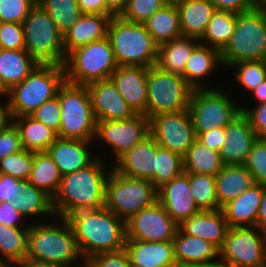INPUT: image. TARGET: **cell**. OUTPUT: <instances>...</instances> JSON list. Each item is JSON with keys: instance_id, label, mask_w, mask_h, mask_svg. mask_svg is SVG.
Wrapping results in <instances>:
<instances>
[{"instance_id": "1", "label": "cell", "mask_w": 266, "mask_h": 267, "mask_svg": "<svg viewBox=\"0 0 266 267\" xmlns=\"http://www.w3.org/2000/svg\"><path fill=\"white\" fill-rule=\"evenodd\" d=\"M76 239L79 252L87 261L92 256L125 248V221L106 207L80 210L66 217Z\"/></svg>"}, {"instance_id": "2", "label": "cell", "mask_w": 266, "mask_h": 267, "mask_svg": "<svg viewBox=\"0 0 266 267\" xmlns=\"http://www.w3.org/2000/svg\"><path fill=\"white\" fill-rule=\"evenodd\" d=\"M103 164L102 159L96 157L86 168L62 176L59 189L52 198L55 215L66 218L80 210L105 207L106 182L111 168L108 171Z\"/></svg>"}, {"instance_id": "3", "label": "cell", "mask_w": 266, "mask_h": 267, "mask_svg": "<svg viewBox=\"0 0 266 267\" xmlns=\"http://www.w3.org/2000/svg\"><path fill=\"white\" fill-rule=\"evenodd\" d=\"M64 82V66L39 64L21 83L5 92V96L8 97V119L30 115L45 101L57 96Z\"/></svg>"}, {"instance_id": "4", "label": "cell", "mask_w": 266, "mask_h": 267, "mask_svg": "<svg viewBox=\"0 0 266 267\" xmlns=\"http://www.w3.org/2000/svg\"><path fill=\"white\" fill-rule=\"evenodd\" d=\"M61 219L63 226L29 224L26 258L57 267H72L76 260L82 259L70 223L66 218Z\"/></svg>"}, {"instance_id": "5", "label": "cell", "mask_w": 266, "mask_h": 267, "mask_svg": "<svg viewBox=\"0 0 266 267\" xmlns=\"http://www.w3.org/2000/svg\"><path fill=\"white\" fill-rule=\"evenodd\" d=\"M107 37L110 40L114 58L118 66H155L158 45L144 23L124 20L112 16Z\"/></svg>"}, {"instance_id": "6", "label": "cell", "mask_w": 266, "mask_h": 267, "mask_svg": "<svg viewBox=\"0 0 266 267\" xmlns=\"http://www.w3.org/2000/svg\"><path fill=\"white\" fill-rule=\"evenodd\" d=\"M220 53L222 66L266 61V7L236 14L234 32Z\"/></svg>"}, {"instance_id": "7", "label": "cell", "mask_w": 266, "mask_h": 267, "mask_svg": "<svg viewBox=\"0 0 266 267\" xmlns=\"http://www.w3.org/2000/svg\"><path fill=\"white\" fill-rule=\"evenodd\" d=\"M63 66L65 81L76 85L107 80L118 67L108 37L70 51Z\"/></svg>"}, {"instance_id": "8", "label": "cell", "mask_w": 266, "mask_h": 267, "mask_svg": "<svg viewBox=\"0 0 266 267\" xmlns=\"http://www.w3.org/2000/svg\"><path fill=\"white\" fill-rule=\"evenodd\" d=\"M61 105V124L57 136L64 139L93 141L96 118L86 85L65 81L58 90Z\"/></svg>"}, {"instance_id": "9", "label": "cell", "mask_w": 266, "mask_h": 267, "mask_svg": "<svg viewBox=\"0 0 266 267\" xmlns=\"http://www.w3.org/2000/svg\"><path fill=\"white\" fill-rule=\"evenodd\" d=\"M22 25L25 50L39 64L64 65L66 54L63 48V34L46 10L37 3Z\"/></svg>"}, {"instance_id": "10", "label": "cell", "mask_w": 266, "mask_h": 267, "mask_svg": "<svg viewBox=\"0 0 266 267\" xmlns=\"http://www.w3.org/2000/svg\"><path fill=\"white\" fill-rule=\"evenodd\" d=\"M158 201V189L150 180L133 178L113 168L107 178L105 207L125 222Z\"/></svg>"}, {"instance_id": "11", "label": "cell", "mask_w": 266, "mask_h": 267, "mask_svg": "<svg viewBox=\"0 0 266 267\" xmlns=\"http://www.w3.org/2000/svg\"><path fill=\"white\" fill-rule=\"evenodd\" d=\"M192 92L182 75L166 72L157 65L147 68L146 116L188 110Z\"/></svg>"}, {"instance_id": "12", "label": "cell", "mask_w": 266, "mask_h": 267, "mask_svg": "<svg viewBox=\"0 0 266 267\" xmlns=\"http://www.w3.org/2000/svg\"><path fill=\"white\" fill-rule=\"evenodd\" d=\"M229 95L217 89H194L188 112L196 137L204 132L225 127L241 113Z\"/></svg>"}, {"instance_id": "13", "label": "cell", "mask_w": 266, "mask_h": 267, "mask_svg": "<svg viewBox=\"0 0 266 267\" xmlns=\"http://www.w3.org/2000/svg\"><path fill=\"white\" fill-rule=\"evenodd\" d=\"M218 250L230 267H265L266 232L257 227H230Z\"/></svg>"}, {"instance_id": "14", "label": "cell", "mask_w": 266, "mask_h": 267, "mask_svg": "<svg viewBox=\"0 0 266 267\" xmlns=\"http://www.w3.org/2000/svg\"><path fill=\"white\" fill-rule=\"evenodd\" d=\"M149 132L160 147L182 156L197 138L188 110L163 112L150 117Z\"/></svg>"}, {"instance_id": "15", "label": "cell", "mask_w": 266, "mask_h": 267, "mask_svg": "<svg viewBox=\"0 0 266 267\" xmlns=\"http://www.w3.org/2000/svg\"><path fill=\"white\" fill-rule=\"evenodd\" d=\"M149 134V118L142 113L128 119L96 122L95 139L99 137L110 145L116 161Z\"/></svg>"}, {"instance_id": "16", "label": "cell", "mask_w": 266, "mask_h": 267, "mask_svg": "<svg viewBox=\"0 0 266 267\" xmlns=\"http://www.w3.org/2000/svg\"><path fill=\"white\" fill-rule=\"evenodd\" d=\"M126 240L172 241L179 225L159 201L131 216L125 222Z\"/></svg>"}, {"instance_id": "17", "label": "cell", "mask_w": 266, "mask_h": 267, "mask_svg": "<svg viewBox=\"0 0 266 267\" xmlns=\"http://www.w3.org/2000/svg\"><path fill=\"white\" fill-rule=\"evenodd\" d=\"M96 121L128 119L136 114L110 80L86 85Z\"/></svg>"}, {"instance_id": "18", "label": "cell", "mask_w": 266, "mask_h": 267, "mask_svg": "<svg viewBox=\"0 0 266 267\" xmlns=\"http://www.w3.org/2000/svg\"><path fill=\"white\" fill-rule=\"evenodd\" d=\"M258 139L247 116L241 112L225 126V142L219 151L224 165H244Z\"/></svg>"}, {"instance_id": "19", "label": "cell", "mask_w": 266, "mask_h": 267, "mask_svg": "<svg viewBox=\"0 0 266 267\" xmlns=\"http://www.w3.org/2000/svg\"><path fill=\"white\" fill-rule=\"evenodd\" d=\"M158 201L178 225L201 211L191 196L189 173L186 172L158 189Z\"/></svg>"}, {"instance_id": "20", "label": "cell", "mask_w": 266, "mask_h": 267, "mask_svg": "<svg viewBox=\"0 0 266 267\" xmlns=\"http://www.w3.org/2000/svg\"><path fill=\"white\" fill-rule=\"evenodd\" d=\"M135 113L146 115L147 68L118 66L109 78Z\"/></svg>"}, {"instance_id": "21", "label": "cell", "mask_w": 266, "mask_h": 267, "mask_svg": "<svg viewBox=\"0 0 266 267\" xmlns=\"http://www.w3.org/2000/svg\"><path fill=\"white\" fill-rule=\"evenodd\" d=\"M155 163L156 141L149 134L122 155L113 169L125 176L150 180L154 176Z\"/></svg>"}, {"instance_id": "22", "label": "cell", "mask_w": 266, "mask_h": 267, "mask_svg": "<svg viewBox=\"0 0 266 267\" xmlns=\"http://www.w3.org/2000/svg\"><path fill=\"white\" fill-rule=\"evenodd\" d=\"M91 142L58 137L47 149V152L59 168L61 175L65 176L86 168L96 159L87 147Z\"/></svg>"}, {"instance_id": "23", "label": "cell", "mask_w": 266, "mask_h": 267, "mask_svg": "<svg viewBox=\"0 0 266 267\" xmlns=\"http://www.w3.org/2000/svg\"><path fill=\"white\" fill-rule=\"evenodd\" d=\"M132 267H177L172 241L126 240Z\"/></svg>"}, {"instance_id": "24", "label": "cell", "mask_w": 266, "mask_h": 267, "mask_svg": "<svg viewBox=\"0 0 266 267\" xmlns=\"http://www.w3.org/2000/svg\"><path fill=\"white\" fill-rule=\"evenodd\" d=\"M265 186L254 184L221 207L229 227H256Z\"/></svg>"}, {"instance_id": "25", "label": "cell", "mask_w": 266, "mask_h": 267, "mask_svg": "<svg viewBox=\"0 0 266 267\" xmlns=\"http://www.w3.org/2000/svg\"><path fill=\"white\" fill-rule=\"evenodd\" d=\"M172 242L177 267H192L213 262L219 258V250L215 245L202 238L186 234L180 228Z\"/></svg>"}, {"instance_id": "26", "label": "cell", "mask_w": 266, "mask_h": 267, "mask_svg": "<svg viewBox=\"0 0 266 267\" xmlns=\"http://www.w3.org/2000/svg\"><path fill=\"white\" fill-rule=\"evenodd\" d=\"M179 228L186 234L211 242L219 249L230 227L222 210L218 209L201 210L189 219H185Z\"/></svg>"}, {"instance_id": "27", "label": "cell", "mask_w": 266, "mask_h": 267, "mask_svg": "<svg viewBox=\"0 0 266 267\" xmlns=\"http://www.w3.org/2000/svg\"><path fill=\"white\" fill-rule=\"evenodd\" d=\"M111 15L82 14L63 35V48L67 55L77 47L107 37Z\"/></svg>"}, {"instance_id": "28", "label": "cell", "mask_w": 266, "mask_h": 267, "mask_svg": "<svg viewBox=\"0 0 266 267\" xmlns=\"http://www.w3.org/2000/svg\"><path fill=\"white\" fill-rule=\"evenodd\" d=\"M39 65L25 50L0 48V88L7 92L21 83Z\"/></svg>"}, {"instance_id": "29", "label": "cell", "mask_w": 266, "mask_h": 267, "mask_svg": "<svg viewBox=\"0 0 266 267\" xmlns=\"http://www.w3.org/2000/svg\"><path fill=\"white\" fill-rule=\"evenodd\" d=\"M218 64L222 66L220 51L198 43L187 60L183 78L193 90L209 89V86L202 83V80L207 75L210 76V73H212L214 68H217Z\"/></svg>"}, {"instance_id": "30", "label": "cell", "mask_w": 266, "mask_h": 267, "mask_svg": "<svg viewBox=\"0 0 266 267\" xmlns=\"http://www.w3.org/2000/svg\"><path fill=\"white\" fill-rule=\"evenodd\" d=\"M182 36L200 39L216 8L210 0H175Z\"/></svg>"}, {"instance_id": "31", "label": "cell", "mask_w": 266, "mask_h": 267, "mask_svg": "<svg viewBox=\"0 0 266 267\" xmlns=\"http://www.w3.org/2000/svg\"><path fill=\"white\" fill-rule=\"evenodd\" d=\"M255 184L252 174L244 165H225L215 176L218 209L236 199Z\"/></svg>"}, {"instance_id": "32", "label": "cell", "mask_w": 266, "mask_h": 267, "mask_svg": "<svg viewBox=\"0 0 266 267\" xmlns=\"http://www.w3.org/2000/svg\"><path fill=\"white\" fill-rule=\"evenodd\" d=\"M198 43L196 38L180 36L159 45L156 65L161 70L183 76L187 60Z\"/></svg>"}, {"instance_id": "33", "label": "cell", "mask_w": 266, "mask_h": 267, "mask_svg": "<svg viewBox=\"0 0 266 267\" xmlns=\"http://www.w3.org/2000/svg\"><path fill=\"white\" fill-rule=\"evenodd\" d=\"M144 25L158 46L182 36L180 14L175 0H170L156 11Z\"/></svg>"}, {"instance_id": "34", "label": "cell", "mask_w": 266, "mask_h": 267, "mask_svg": "<svg viewBox=\"0 0 266 267\" xmlns=\"http://www.w3.org/2000/svg\"><path fill=\"white\" fill-rule=\"evenodd\" d=\"M18 128L20 139L25 150L33 152L47 151L58 138L57 133L30 115L9 119Z\"/></svg>"}, {"instance_id": "35", "label": "cell", "mask_w": 266, "mask_h": 267, "mask_svg": "<svg viewBox=\"0 0 266 267\" xmlns=\"http://www.w3.org/2000/svg\"><path fill=\"white\" fill-rule=\"evenodd\" d=\"M184 172L216 176L225 166L220 154L197 139L183 155Z\"/></svg>"}, {"instance_id": "36", "label": "cell", "mask_w": 266, "mask_h": 267, "mask_svg": "<svg viewBox=\"0 0 266 267\" xmlns=\"http://www.w3.org/2000/svg\"><path fill=\"white\" fill-rule=\"evenodd\" d=\"M28 229L0 224V267L27 257Z\"/></svg>"}, {"instance_id": "37", "label": "cell", "mask_w": 266, "mask_h": 267, "mask_svg": "<svg viewBox=\"0 0 266 267\" xmlns=\"http://www.w3.org/2000/svg\"><path fill=\"white\" fill-rule=\"evenodd\" d=\"M23 189L11 202L22 216L55 215L52 197L44 190L35 187L29 180H23Z\"/></svg>"}, {"instance_id": "38", "label": "cell", "mask_w": 266, "mask_h": 267, "mask_svg": "<svg viewBox=\"0 0 266 267\" xmlns=\"http://www.w3.org/2000/svg\"><path fill=\"white\" fill-rule=\"evenodd\" d=\"M236 25V13L215 10L199 43L215 48L220 52L229 43ZM205 41V42H204Z\"/></svg>"}, {"instance_id": "39", "label": "cell", "mask_w": 266, "mask_h": 267, "mask_svg": "<svg viewBox=\"0 0 266 267\" xmlns=\"http://www.w3.org/2000/svg\"><path fill=\"white\" fill-rule=\"evenodd\" d=\"M62 175L47 151L34 152V164L29 181L52 198L57 193Z\"/></svg>"}, {"instance_id": "40", "label": "cell", "mask_w": 266, "mask_h": 267, "mask_svg": "<svg viewBox=\"0 0 266 267\" xmlns=\"http://www.w3.org/2000/svg\"><path fill=\"white\" fill-rule=\"evenodd\" d=\"M183 172V156L156 143L155 172L150 179L153 185L159 189Z\"/></svg>"}, {"instance_id": "41", "label": "cell", "mask_w": 266, "mask_h": 267, "mask_svg": "<svg viewBox=\"0 0 266 267\" xmlns=\"http://www.w3.org/2000/svg\"><path fill=\"white\" fill-rule=\"evenodd\" d=\"M64 35L82 15L77 0H37Z\"/></svg>"}, {"instance_id": "42", "label": "cell", "mask_w": 266, "mask_h": 267, "mask_svg": "<svg viewBox=\"0 0 266 267\" xmlns=\"http://www.w3.org/2000/svg\"><path fill=\"white\" fill-rule=\"evenodd\" d=\"M191 196L200 210H218L215 176L189 173Z\"/></svg>"}, {"instance_id": "43", "label": "cell", "mask_w": 266, "mask_h": 267, "mask_svg": "<svg viewBox=\"0 0 266 267\" xmlns=\"http://www.w3.org/2000/svg\"><path fill=\"white\" fill-rule=\"evenodd\" d=\"M34 164V152L23 150L0 160V174L29 180Z\"/></svg>"}, {"instance_id": "44", "label": "cell", "mask_w": 266, "mask_h": 267, "mask_svg": "<svg viewBox=\"0 0 266 267\" xmlns=\"http://www.w3.org/2000/svg\"><path fill=\"white\" fill-rule=\"evenodd\" d=\"M229 67H236L238 71L234 73L237 82L251 92L266 79V61H244Z\"/></svg>"}, {"instance_id": "45", "label": "cell", "mask_w": 266, "mask_h": 267, "mask_svg": "<svg viewBox=\"0 0 266 267\" xmlns=\"http://www.w3.org/2000/svg\"><path fill=\"white\" fill-rule=\"evenodd\" d=\"M170 0H129L120 13L124 20L144 23Z\"/></svg>"}, {"instance_id": "46", "label": "cell", "mask_w": 266, "mask_h": 267, "mask_svg": "<svg viewBox=\"0 0 266 267\" xmlns=\"http://www.w3.org/2000/svg\"><path fill=\"white\" fill-rule=\"evenodd\" d=\"M244 166L252 174L255 184L266 186V139L258 138L254 142Z\"/></svg>"}, {"instance_id": "47", "label": "cell", "mask_w": 266, "mask_h": 267, "mask_svg": "<svg viewBox=\"0 0 266 267\" xmlns=\"http://www.w3.org/2000/svg\"><path fill=\"white\" fill-rule=\"evenodd\" d=\"M37 0H0V22L23 23Z\"/></svg>"}, {"instance_id": "48", "label": "cell", "mask_w": 266, "mask_h": 267, "mask_svg": "<svg viewBox=\"0 0 266 267\" xmlns=\"http://www.w3.org/2000/svg\"><path fill=\"white\" fill-rule=\"evenodd\" d=\"M61 105L58 96L45 101L39 108L30 114L35 120L59 133L61 124Z\"/></svg>"}, {"instance_id": "49", "label": "cell", "mask_w": 266, "mask_h": 267, "mask_svg": "<svg viewBox=\"0 0 266 267\" xmlns=\"http://www.w3.org/2000/svg\"><path fill=\"white\" fill-rule=\"evenodd\" d=\"M23 150L18 128L8 119L0 126V160Z\"/></svg>"}, {"instance_id": "50", "label": "cell", "mask_w": 266, "mask_h": 267, "mask_svg": "<svg viewBox=\"0 0 266 267\" xmlns=\"http://www.w3.org/2000/svg\"><path fill=\"white\" fill-rule=\"evenodd\" d=\"M0 48L25 49L24 29L21 23L0 22Z\"/></svg>"}, {"instance_id": "51", "label": "cell", "mask_w": 266, "mask_h": 267, "mask_svg": "<svg viewBox=\"0 0 266 267\" xmlns=\"http://www.w3.org/2000/svg\"><path fill=\"white\" fill-rule=\"evenodd\" d=\"M85 267H131L127 250L103 252L83 262Z\"/></svg>"}, {"instance_id": "52", "label": "cell", "mask_w": 266, "mask_h": 267, "mask_svg": "<svg viewBox=\"0 0 266 267\" xmlns=\"http://www.w3.org/2000/svg\"><path fill=\"white\" fill-rule=\"evenodd\" d=\"M241 107L256 135L260 139H266V102L257 104L253 109Z\"/></svg>"}, {"instance_id": "53", "label": "cell", "mask_w": 266, "mask_h": 267, "mask_svg": "<svg viewBox=\"0 0 266 267\" xmlns=\"http://www.w3.org/2000/svg\"><path fill=\"white\" fill-rule=\"evenodd\" d=\"M23 191V180L0 174V202L11 203Z\"/></svg>"}, {"instance_id": "54", "label": "cell", "mask_w": 266, "mask_h": 267, "mask_svg": "<svg viewBox=\"0 0 266 267\" xmlns=\"http://www.w3.org/2000/svg\"><path fill=\"white\" fill-rule=\"evenodd\" d=\"M216 10L243 13L259 7L256 0H210Z\"/></svg>"}, {"instance_id": "55", "label": "cell", "mask_w": 266, "mask_h": 267, "mask_svg": "<svg viewBox=\"0 0 266 267\" xmlns=\"http://www.w3.org/2000/svg\"><path fill=\"white\" fill-rule=\"evenodd\" d=\"M211 150L220 151L225 142V127L215 128L208 132L201 133L196 138Z\"/></svg>"}, {"instance_id": "56", "label": "cell", "mask_w": 266, "mask_h": 267, "mask_svg": "<svg viewBox=\"0 0 266 267\" xmlns=\"http://www.w3.org/2000/svg\"><path fill=\"white\" fill-rule=\"evenodd\" d=\"M22 216L9 202H0V224H4L11 227H29L20 226L17 223L21 222ZM18 221V222H17Z\"/></svg>"}, {"instance_id": "57", "label": "cell", "mask_w": 266, "mask_h": 267, "mask_svg": "<svg viewBox=\"0 0 266 267\" xmlns=\"http://www.w3.org/2000/svg\"><path fill=\"white\" fill-rule=\"evenodd\" d=\"M82 14L106 15L105 0H77Z\"/></svg>"}, {"instance_id": "58", "label": "cell", "mask_w": 266, "mask_h": 267, "mask_svg": "<svg viewBox=\"0 0 266 267\" xmlns=\"http://www.w3.org/2000/svg\"><path fill=\"white\" fill-rule=\"evenodd\" d=\"M129 0H105L106 15L119 16Z\"/></svg>"}, {"instance_id": "59", "label": "cell", "mask_w": 266, "mask_h": 267, "mask_svg": "<svg viewBox=\"0 0 266 267\" xmlns=\"http://www.w3.org/2000/svg\"><path fill=\"white\" fill-rule=\"evenodd\" d=\"M256 227L266 232V186H265V193L262 202L260 204Z\"/></svg>"}, {"instance_id": "60", "label": "cell", "mask_w": 266, "mask_h": 267, "mask_svg": "<svg viewBox=\"0 0 266 267\" xmlns=\"http://www.w3.org/2000/svg\"><path fill=\"white\" fill-rule=\"evenodd\" d=\"M11 265H15V267H16V265L18 267H57V266L47 264V263L36 262V261L30 260L28 258H25V259L20 260V261H16V262L8 265L7 267H12Z\"/></svg>"}, {"instance_id": "61", "label": "cell", "mask_w": 266, "mask_h": 267, "mask_svg": "<svg viewBox=\"0 0 266 267\" xmlns=\"http://www.w3.org/2000/svg\"><path fill=\"white\" fill-rule=\"evenodd\" d=\"M252 94L258 99L257 104L266 102V79L252 91Z\"/></svg>"}, {"instance_id": "62", "label": "cell", "mask_w": 266, "mask_h": 267, "mask_svg": "<svg viewBox=\"0 0 266 267\" xmlns=\"http://www.w3.org/2000/svg\"><path fill=\"white\" fill-rule=\"evenodd\" d=\"M192 267H230L225 261L221 260V262L218 260L217 261H213V262H209V263H205V264H201V265H196V266H192Z\"/></svg>"}, {"instance_id": "63", "label": "cell", "mask_w": 266, "mask_h": 267, "mask_svg": "<svg viewBox=\"0 0 266 267\" xmlns=\"http://www.w3.org/2000/svg\"><path fill=\"white\" fill-rule=\"evenodd\" d=\"M8 120L6 105L0 102V122H6Z\"/></svg>"}, {"instance_id": "64", "label": "cell", "mask_w": 266, "mask_h": 267, "mask_svg": "<svg viewBox=\"0 0 266 267\" xmlns=\"http://www.w3.org/2000/svg\"><path fill=\"white\" fill-rule=\"evenodd\" d=\"M259 7H266V0H256Z\"/></svg>"}, {"instance_id": "65", "label": "cell", "mask_w": 266, "mask_h": 267, "mask_svg": "<svg viewBox=\"0 0 266 267\" xmlns=\"http://www.w3.org/2000/svg\"><path fill=\"white\" fill-rule=\"evenodd\" d=\"M0 96L4 97V99L5 98L7 99V97H5V92L1 88H0Z\"/></svg>"}]
</instances>
